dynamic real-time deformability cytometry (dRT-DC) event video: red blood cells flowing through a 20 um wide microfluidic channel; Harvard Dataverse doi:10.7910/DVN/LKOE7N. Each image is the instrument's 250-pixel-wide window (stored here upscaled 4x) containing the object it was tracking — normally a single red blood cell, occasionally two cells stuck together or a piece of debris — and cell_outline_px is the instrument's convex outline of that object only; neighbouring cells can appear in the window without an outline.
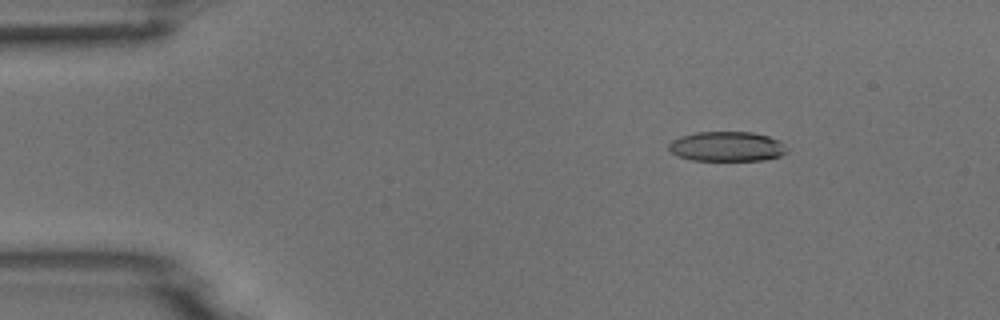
{"species": "common noctule bat (a hibernating species)", "species_latin": "Nyctalus noctula", "temperature_condition": "room temperature", "stored_images_in_passage": 4, "camera_frame_rate_fps": 3000, "um_per_image_px": 0.085, "animal": {"sex": "male", "body_mass_g": 18.8}, "frame": {"image": 1, "passage_image": 2, "time_ms": 0.333, "image_size_px": [1000, 320], "cell_outline_px": [[788, 152], [780, 156], [764, 160], [692, 160], [680, 156], [672, 152], [668, 148], [668, 144], [672, 140], [680, 136], [696, 132], [752, 132], [768, 136], [780, 140], [788, 148]], "centroid_in_image_um": [61.82, 12.44], "position_along_channel_um": 23.2, "area_um2": 20.58}}